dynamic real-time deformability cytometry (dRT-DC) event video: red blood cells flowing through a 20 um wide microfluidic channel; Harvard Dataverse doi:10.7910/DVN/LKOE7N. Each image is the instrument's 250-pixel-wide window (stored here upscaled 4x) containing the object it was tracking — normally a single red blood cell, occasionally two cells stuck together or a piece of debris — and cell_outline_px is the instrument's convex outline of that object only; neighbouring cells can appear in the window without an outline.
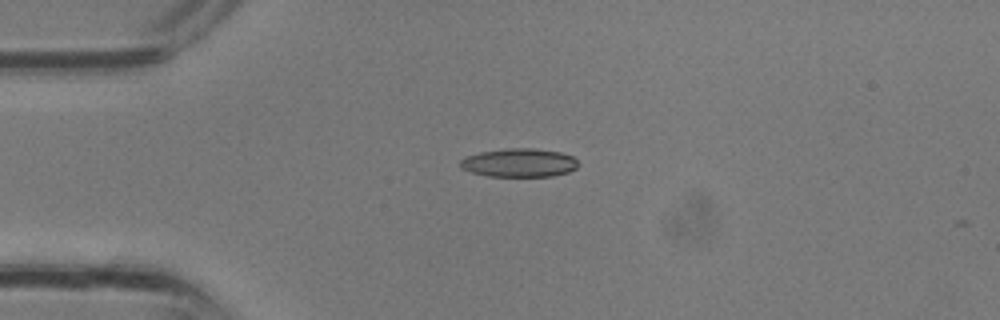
{"species": "common noctule bat (a hibernating species)", "species_latin": "Nyctalus noctula", "temperature_condition": "room temperature", "stored_images_in_passage": 3, "camera_frame_rate_fps": 3000, "um_per_image_px": 0.085, "animal": {"sex": "male", "body_mass_g": 13.3}, "frame": {"image": 1, "passage_image": 2, "time_ms": 0.333, "image_size_px": [1000, 320], "cell_outline_px": [[580, 164], [576, 168], [568, 172], [552, 176], [488, 176], [472, 172], [460, 168], [460, 160], [468, 156], [480, 152], [508, 148], [532, 148], [560, 152], [572, 156]], "centroid_in_image_um": [44.14, 13.83], "position_along_channel_um": 40.9, "area_um2": 19.54}}
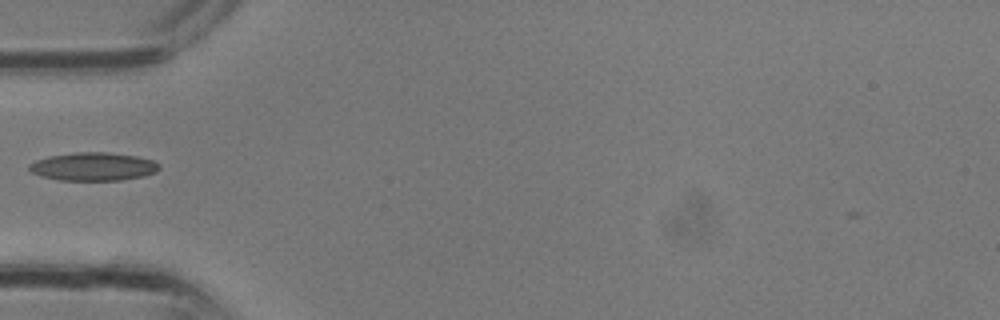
{"frame": {"image": 2, "passage_image": 3, "time_ms": 0.667, "image_size_px": [1000, 320], "cell_outline_px": [[160, 168], [156, 172], [144, 176], [120, 180], [60, 180], [40, 176], [32, 172], [28, 168], [28, 164], [36, 160], [48, 156], [76, 152], [108, 152], [136, 156], [152, 160], [160, 164]], "centroid_in_image_um": [7.93, 14.15], "position_along_channel_um": 77.1, "area_um2": 21.44}}